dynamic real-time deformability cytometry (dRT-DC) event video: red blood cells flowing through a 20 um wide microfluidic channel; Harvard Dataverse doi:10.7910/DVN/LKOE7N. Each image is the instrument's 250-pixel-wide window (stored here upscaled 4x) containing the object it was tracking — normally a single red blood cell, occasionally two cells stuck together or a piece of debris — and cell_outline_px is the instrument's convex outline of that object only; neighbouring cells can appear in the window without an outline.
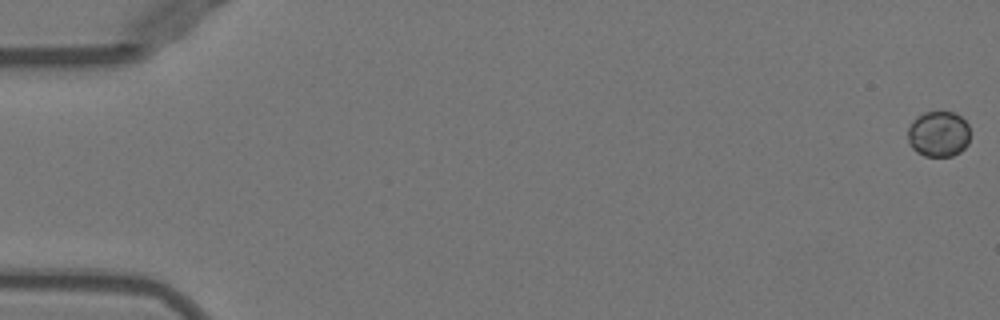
{"species": "Egyptian fruit bat (a non-hibernating species)", "species_latin": "Rousettus aegyptiacus", "temperature_condition": "warm", "stored_images_in_passage": 52, "camera_frame_rate_fps": 3000, "um_per_image_px": 0.085, "animal": {"sex": "female"}, "frame": {"image": 1, "passage_image": 1, "time_ms": 0.0, "image_size_px": [1000, 320], "cell_outline_px": [[968, 144], [960, 152], [952, 156], [924, 156], [916, 152], [912, 148], [908, 140], [908, 128], [912, 120], [916, 116], [924, 112], [956, 112], [968, 124]], "centroid_in_image_um": [79.75, 11.38], "position_along_channel_um": 5.2, "area_um2": 16.7}}
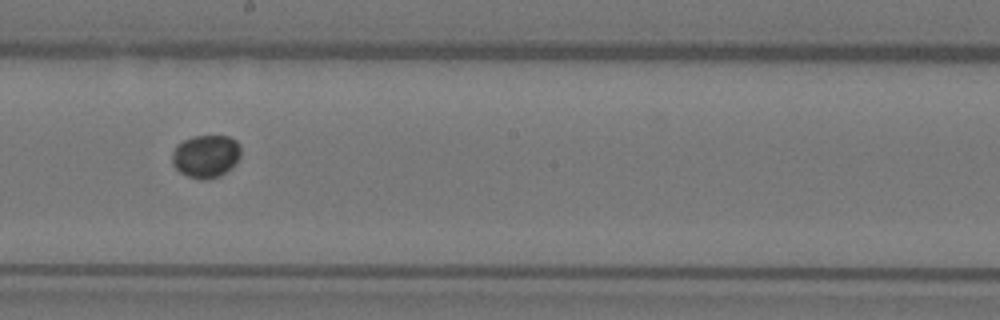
{"frame": {"image": 2, "passage_image": 30, "time_ms": 9.667, "image_size_px": [1000, 320], "cell_outline_px": [[240, 156], [220, 176], [208, 180], [200, 180], [188, 176], [180, 172], [172, 164], [172, 152], [176, 144], [192, 136], [228, 136], [236, 140], [240, 144]], "centroid_in_image_um": [17.46, 13.27], "position_along_channel_um": 230.7, "area_um2": 17.11}}
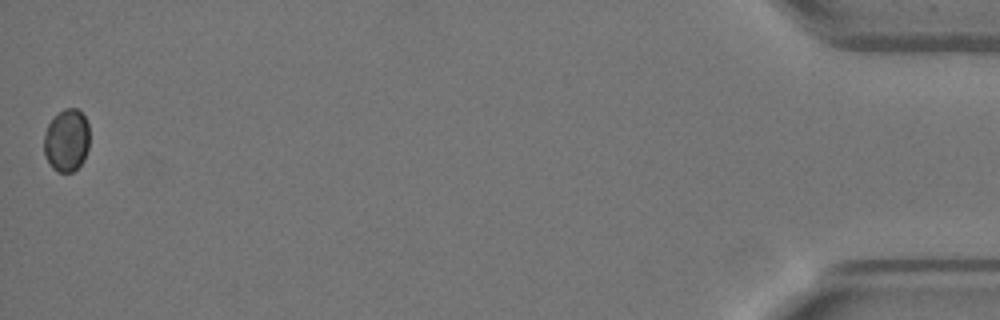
{"frame": {"image": 3, "passage_image": 52, "time_ms": 17.0, "image_size_px": [1000, 320], "cell_outline_px": [[88, 148], [84, 160], [72, 172], [56, 172], [52, 168], [44, 156], [44, 132], [48, 124], [64, 108], [76, 108], [84, 116], [88, 124]], "centroid_in_image_um": [5.64, 11.95], "position_along_channel_um": 429.6, "area_um2": 16.59}}